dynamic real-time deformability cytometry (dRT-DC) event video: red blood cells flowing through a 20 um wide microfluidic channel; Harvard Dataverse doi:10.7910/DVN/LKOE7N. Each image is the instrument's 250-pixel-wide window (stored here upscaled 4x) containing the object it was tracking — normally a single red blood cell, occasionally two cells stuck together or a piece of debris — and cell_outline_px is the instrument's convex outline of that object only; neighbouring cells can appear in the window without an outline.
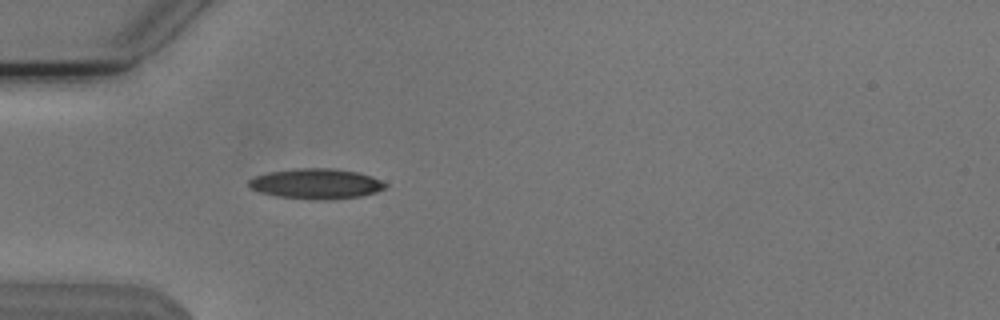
{"species": "Egyptian fruit bat (a non-hibernating species)", "species_latin": "Rousettus aegyptiacus", "temperature_condition": "cold", "stored_images_in_passage": 45, "camera_frame_rate_fps": 3000, "um_per_image_px": 0.085, "animal": {"sex": "male"}, "frame": {"image": 1, "passage_image": 8, "time_ms": 2.333, "image_size_px": [1000, 320], "cell_outline_px": [[388, 184], [384, 188], [376, 192], [360, 196], [328, 200], [316, 200], [276, 196], [260, 192], [248, 188], [248, 180], [256, 176], [268, 172], [296, 168], [332, 168], [356, 172], [372, 176]], "centroid_in_image_um": [26.85, 15.62], "position_along_channel_um": 58.2, "area_um2": 24.16}}
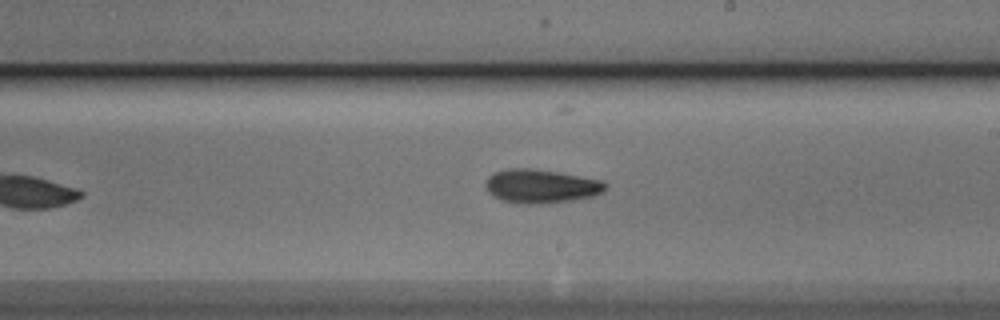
{"frame": {"image": 2, "passage_image": 23, "time_ms": 7.333, "image_size_px": [1000, 320], "cell_outline_px": [[608, 184], [604, 192], [596, 196], [572, 200], [540, 204], [524, 204], [500, 200], [492, 196], [488, 192], [484, 184], [488, 176], [496, 172], [508, 168], [528, 168], [560, 172], [600, 180]], "centroid_in_image_um": [45.98, 15.83], "position_along_channel_um": 243.0, "area_um2": 23.81}}
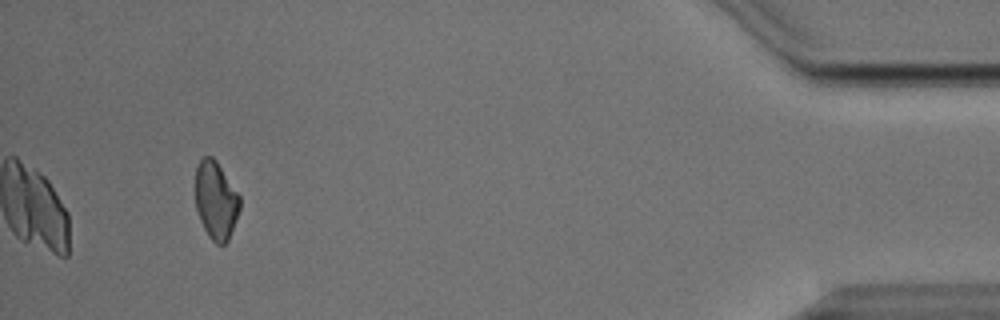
{"frame": {"image": 3, "passage_image": 42, "time_ms": 13.667, "image_size_px": [1000, 320], "cell_outline_px": [[240, 208], [228, 240], [224, 244], [216, 244], [208, 236], [200, 220], [196, 208], [196, 168], [200, 160], [204, 156], [212, 156], [216, 160], [240, 196]], "centroid_in_image_um": [18.35, 17.02], "position_along_channel_um": 416.9, "area_um2": 20.0}, "authors_computed_cell_mechanics": {"area_um2": 22.0796, "velocity_mm_per_s": 3.8103, "shape_relaxation_time_tau1_ms": 4.5845, "shape_relaxation_time_tau2_ms": null, "deformation_change_tau1": 0.1236, "deformation_change_tau2": null}}